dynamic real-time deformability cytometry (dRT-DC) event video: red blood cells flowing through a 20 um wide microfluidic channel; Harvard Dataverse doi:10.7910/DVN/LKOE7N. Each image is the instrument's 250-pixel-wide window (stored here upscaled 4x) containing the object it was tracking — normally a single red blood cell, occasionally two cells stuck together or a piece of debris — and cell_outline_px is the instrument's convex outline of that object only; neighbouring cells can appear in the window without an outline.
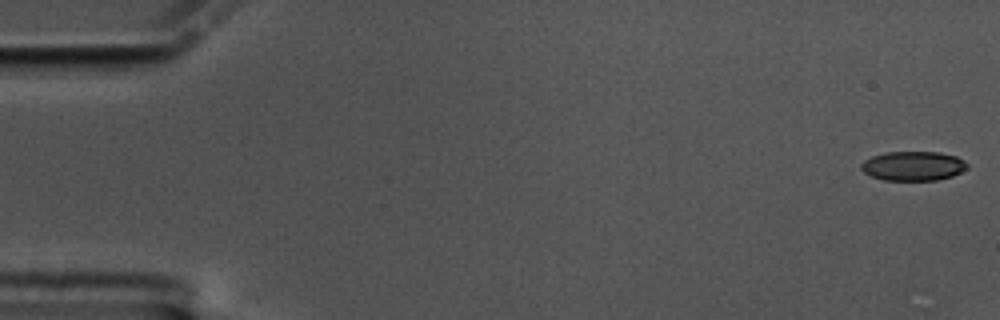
{"species": "common noctule bat (a hibernating species)", "species_latin": "Nyctalus noctula", "temperature_condition": "cold", "stored_images_in_passage": 14, "camera_frame_rate_fps": 3000, "um_per_image_px": 0.085, "animal": {"sex": "male", "body_mass_g": 17.5, "forearm_length_mm": 52.3}, "frame": {"image": 1, "passage_image": 1, "time_ms": 0.0, "image_size_px": [1000, 320], "cell_outline_px": [[968, 168], [952, 176], [936, 180], [884, 180], [872, 176], [864, 172], [860, 168], [860, 164], [864, 160], [872, 156], [884, 152], [940, 152], [956, 156], [964, 160], [968, 164]], "centroid_in_image_um": [77.62, 14.1], "position_along_channel_um": 7.4, "area_um2": 18.21}}